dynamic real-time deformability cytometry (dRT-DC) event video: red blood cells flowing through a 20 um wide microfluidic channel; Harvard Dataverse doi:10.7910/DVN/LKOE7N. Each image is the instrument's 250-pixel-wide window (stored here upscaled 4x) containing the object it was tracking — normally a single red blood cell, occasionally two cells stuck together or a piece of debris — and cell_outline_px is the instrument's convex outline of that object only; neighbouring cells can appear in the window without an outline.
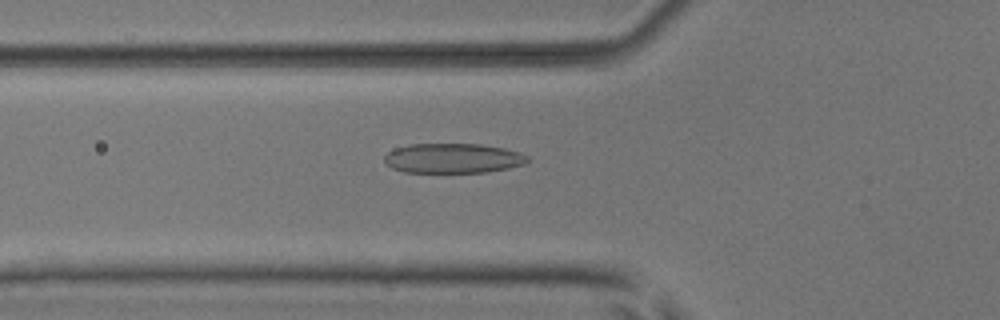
{"species": "common noctule bat (a hibernating species)", "species_latin": "Nyctalus noctula", "temperature_condition": "room temperature", "stored_images_in_passage": 53, "camera_frame_rate_fps": 3000, "um_per_image_px": 0.085, "animal": {"sex": "male", "body_mass_g": 17.9, "forearm_length_mm": 54.2}, "frame": {"image": 1, "passage_image": 19, "time_ms": 6.0, "image_size_px": [1000, 320], "cell_outline_px": [[528, 160], [524, 164], [508, 168], [488, 172], [404, 172], [392, 168], [384, 160], [384, 156], [388, 152], [396, 148], [412, 144], [480, 144], [504, 148], [520, 152], [528, 156]], "centroid_in_image_um": [38.52, 13.45], "position_along_channel_um": 87.3, "area_um2": 24.74}}
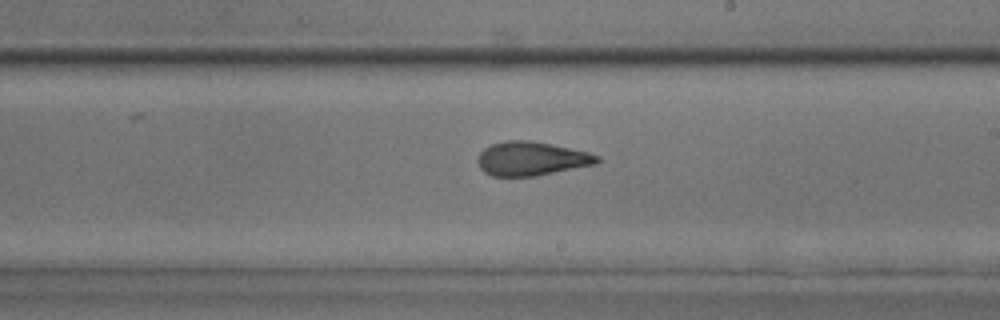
{"frame": {"image": 2, "passage_image": 31, "time_ms": 10.0, "image_size_px": [1000, 320], "cell_outline_px": [[600, 160], [596, 164], [536, 176], [492, 176], [484, 172], [480, 168], [476, 160], [476, 156], [484, 148], [492, 144], [504, 140], [532, 140], [552, 144], [588, 152], [600, 156]], "centroid_in_image_um": [45.14, 13.48], "position_along_channel_um": 243.9, "area_um2": 23.81}}
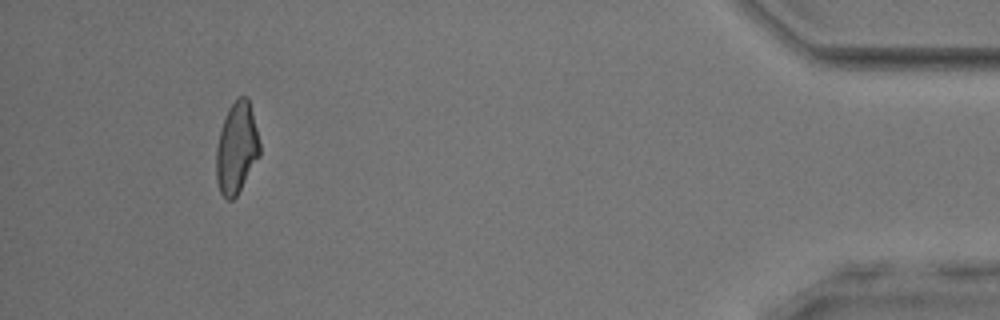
{"frame": {"image": 3, "passage_image": 49, "time_ms": 16.0, "image_size_px": [1000, 320], "cell_outline_px": [[260, 156], [236, 196], [232, 200], [228, 200], [220, 192], [216, 180], [216, 148], [220, 132], [228, 108], [240, 96], [248, 96], [260, 144]], "centroid_in_image_um": [20.11, 12.6], "position_along_channel_um": 415.1, "area_um2": 22.95}, "authors_computed_cell_mechanics": {"area_um2": 23.8136, "velocity_mm_per_s": 3.9176, "shape_relaxation_time_tau1_ms": 10.9309, "shape_relaxation_time_tau2_ms": 1.3112, "deformation_change_tau1": 0.2697, "deformation_change_tau2": 0.0883}}